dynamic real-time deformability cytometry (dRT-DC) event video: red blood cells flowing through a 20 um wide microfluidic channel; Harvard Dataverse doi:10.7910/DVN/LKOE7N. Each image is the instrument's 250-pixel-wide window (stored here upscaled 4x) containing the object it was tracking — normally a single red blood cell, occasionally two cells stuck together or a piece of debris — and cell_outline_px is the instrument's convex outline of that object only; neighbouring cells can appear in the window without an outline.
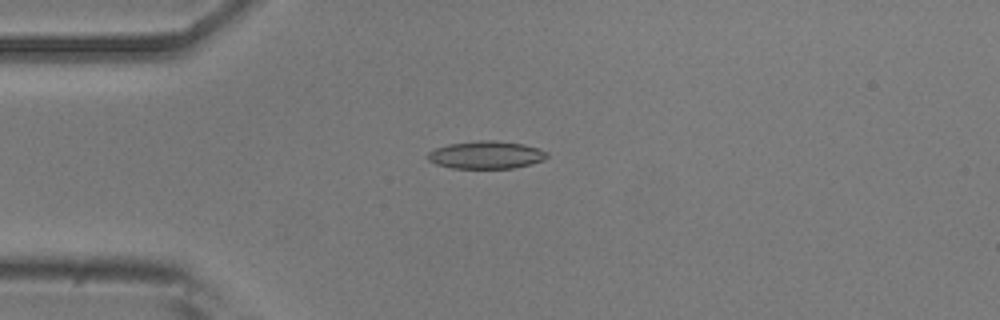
{"species": "common noctule bat (a hibernating species)", "species_latin": "Nyctalus noctula", "temperature_condition": "room temperature", "stored_images_in_passage": 52, "camera_frame_rate_fps": 3000, "um_per_image_px": 0.085, "animal": {"sex": "male", "body_mass_g": 20.5, "forearm_length_mm": 52.5}, "frame": {"image": 1, "passage_image": 13, "time_ms": 4.0, "image_size_px": [1000, 320], "cell_outline_px": [[548, 156], [544, 160], [532, 164], [512, 168], [452, 168], [436, 164], [428, 160], [424, 156], [428, 152], [436, 148], [448, 144], [476, 140], [496, 140], [524, 144], [540, 148], [548, 152]], "centroid_in_image_um": [41.32, 13.16], "position_along_channel_um": 43.7, "area_um2": 19.54}}
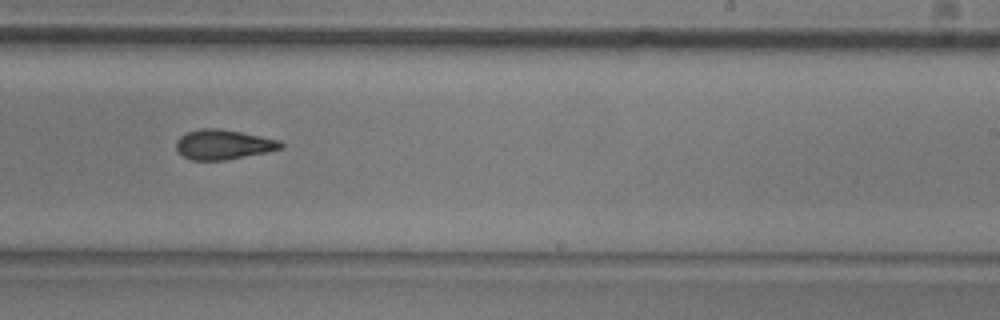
{"frame": {"image": 2, "passage_image": 32, "time_ms": 10.333, "image_size_px": [1000, 320], "cell_outline_px": [[284, 148], [268, 152], [224, 160], [192, 160], [176, 152], [176, 140], [180, 136], [188, 132], [200, 128], [216, 128], [240, 132], [280, 140], [284, 144]], "centroid_in_image_um": [18.98, 12.29], "position_along_channel_um": 270.0, "area_um2": 18.21}}
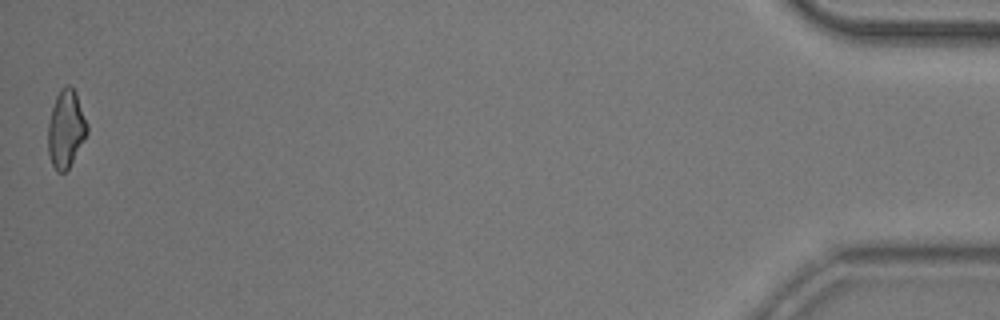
{"frame": {"image": 3, "passage_image": 52, "time_ms": 17.0, "image_size_px": [1000, 320], "cell_outline_px": [[88, 132], [84, 140], [68, 168], [64, 172], [56, 172], [52, 164], [48, 152], [48, 124], [52, 108], [56, 96], [60, 88], [68, 84], [76, 92], [88, 124]], "centroid_in_image_um": [5.6, 10.94], "position_along_channel_um": 429.6, "area_um2": 17.63}, "authors_computed_cell_mechanics": {"area_um2": 18.5249, "velocity_mm_per_s": 3.8538, "shape_relaxation_time_tau1_ms": 5.0486, "shape_relaxation_time_tau2_ms": 3.7196, "deformation_change_tau1": 0.1503, "deformation_change_tau2": 0.1261}}